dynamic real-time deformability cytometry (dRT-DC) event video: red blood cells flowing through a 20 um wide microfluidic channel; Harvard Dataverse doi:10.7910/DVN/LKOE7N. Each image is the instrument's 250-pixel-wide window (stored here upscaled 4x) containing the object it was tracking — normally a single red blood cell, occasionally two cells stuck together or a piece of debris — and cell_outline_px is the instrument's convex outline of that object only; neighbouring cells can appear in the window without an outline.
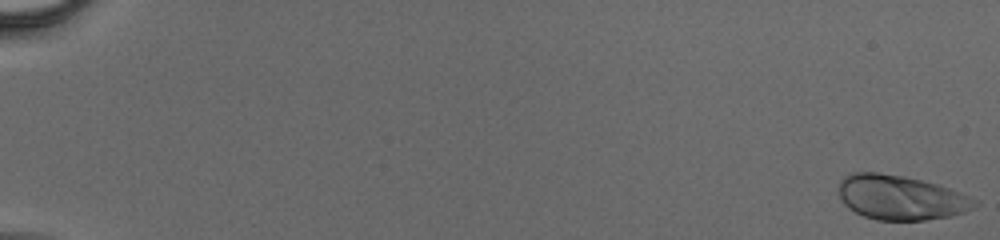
{"species": "human", "species_latin": "Homo sapiens", "temperature_condition": "cold", "stored_images_in_passage": 57, "camera_frame_rate_fps": 3000, "um_per_image_px": 0.085, "donor": {"sex": "male"}, "frame": {"image": 1, "passage_image": 1, "time_ms": 0.0, "image_size_px": [1000, 240], "cell_outline_px": [[980, 204], [964, 212], [948, 216], [924, 220], [876, 220], [864, 216], [848, 208], [840, 200], [840, 180], [848, 172], [880, 172], [904, 176], [936, 184], [960, 192], [980, 200]], "centroid_in_image_um": [76.55, 16.78], "position_along_channel_um": 8.4, "area_um2": 35.43}}
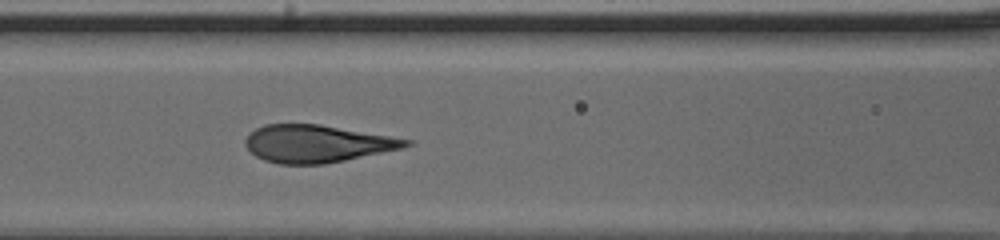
{"frame": {"image": 2, "passage_image": 28, "time_ms": 9.0, "image_size_px": [1000, 240], "cell_outline_px": [[412, 144], [404, 148], [324, 164], [276, 164], [264, 160], [256, 156], [244, 144], [244, 140], [248, 132], [264, 124], [320, 124], [412, 140]], "centroid_in_image_um": [26.9, 12.21], "position_along_channel_um": 139.7, "area_um2": 35.03}}
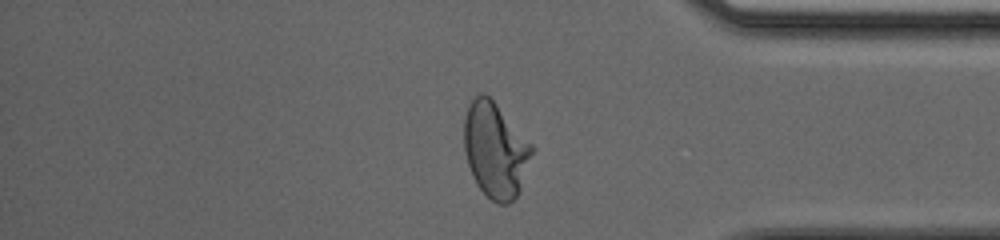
{"frame": {"image": 3, "passage_image": 49, "time_ms": 16.0, "image_size_px": [1000, 240], "cell_outline_px": [[536, 148], [520, 188], [516, 196], [508, 204], [500, 204], [492, 200], [476, 184], [472, 176], [464, 152], [464, 116], [468, 104], [480, 92], [484, 92], [496, 104]], "centroid_in_image_um": [42.1, 12.74], "position_along_channel_um": 393.1, "area_um2": 37.63}}